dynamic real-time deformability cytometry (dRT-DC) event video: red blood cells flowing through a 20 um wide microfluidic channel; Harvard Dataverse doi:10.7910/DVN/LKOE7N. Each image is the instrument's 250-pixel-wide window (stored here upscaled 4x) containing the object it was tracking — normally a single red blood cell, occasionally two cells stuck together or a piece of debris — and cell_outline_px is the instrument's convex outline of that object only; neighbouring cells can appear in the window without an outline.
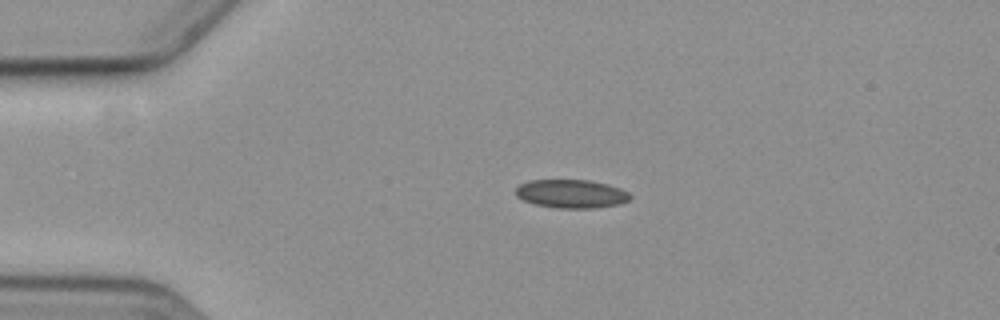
{"species": "common noctule bat (a hibernating species)", "species_latin": "Nyctalus noctula", "temperature_condition": "cold", "stored_images_in_passage": 2, "camera_frame_rate_fps": 3000, "um_per_image_px": 0.085, "animal": {"sex": "female", "body_mass_g": 19.3, "forearm_length_mm": 54.1}, "frame": {"image": 1, "passage_image": 1, "time_ms": 0.0, "image_size_px": [1000, 320], "cell_outline_px": [[632, 196], [628, 200], [620, 204], [596, 208], [556, 208], [536, 204], [524, 200], [516, 196], [516, 188], [520, 184], [528, 180], [588, 180], [620, 188], [628, 192]], "centroid_in_image_um": [48.56, 16.47], "position_along_channel_um": 36.4, "area_um2": 18.9}}